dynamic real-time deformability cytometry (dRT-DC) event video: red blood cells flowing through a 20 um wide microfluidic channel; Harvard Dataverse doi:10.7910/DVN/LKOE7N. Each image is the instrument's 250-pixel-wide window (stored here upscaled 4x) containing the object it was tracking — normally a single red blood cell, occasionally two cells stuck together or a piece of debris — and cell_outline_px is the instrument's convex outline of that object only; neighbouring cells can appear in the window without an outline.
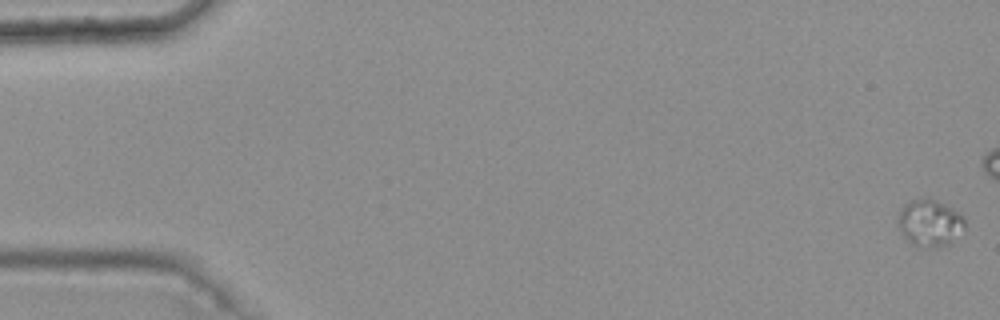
{"species": "common noctule bat (a hibernating species)", "species_latin": "Nyctalus noctula", "temperature_condition": "warm", "stored_images_in_passage": 5, "camera_frame_rate_fps": 3000, "um_per_image_px": 0.085, "animal": {"sex": "female", "body_mass_g": 25.1}, "frame": {"image": 1, "passage_image": 1, "time_ms": 0.0, "image_size_px": [1000, 320], "cell_outline_px": [[964, 228], [948, 244], [936, 248], [924, 248], [912, 244], [904, 236], [896, 220], [904, 204], [912, 200], [936, 200], [960, 212], [964, 216]], "centroid_in_image_um": [79.03, 18.97], "position_along_channel_um": 6.0, "area_um2": 17.98}}